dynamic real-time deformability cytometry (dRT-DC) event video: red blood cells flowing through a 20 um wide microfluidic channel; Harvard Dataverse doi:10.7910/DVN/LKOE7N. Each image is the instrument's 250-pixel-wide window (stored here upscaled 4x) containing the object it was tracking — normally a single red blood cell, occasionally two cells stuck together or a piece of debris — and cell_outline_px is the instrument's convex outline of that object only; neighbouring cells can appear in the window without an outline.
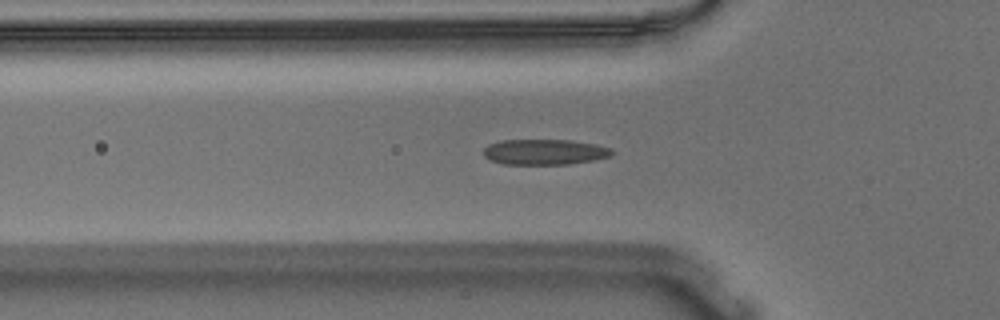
{"species": "Egyptian fruit bat (a non-hibernating species)", "species_latin": "Rousettus aegyptiacus", "temperature_condition": "warm", "stored_images_in_passage": 55, "camera_frame_rate_fps": 3000, "um_per_image_px": 0.085, "animal": {"sex": "male"}, "frame": {"image": 1, "passage_image": 17, "time_ms": 5.333, "image_size_px": [1000, 320], "cell_outline_px": [[616, 152], [612, 156], [592, 160], [568, 164], [504, 164], [492, 160], [484, 156], [484, 148], [488, 144], [500, 140], [572, 140], [596, 144], [612, 148]], "centroid_in_image_um": [46.33, 12.91], "position_along_channel_um": 79.5, "area_um2": 19.19}}
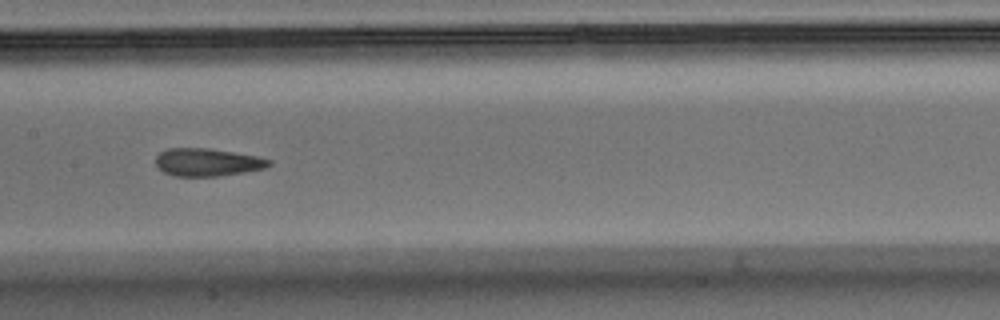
{"frame": {"image": 2, "passage_image": 26, "time_ms": 8.333, "image_size_px": [1000, 320], "cell_outline_px": [[272, 164], [264, 168], [244, 172], [220, 176], [176, 176], [164, 172], [156, 164], [156, 156], [160, 152], [168, 148], [208, 148], [236, 152], [256, 156], [272, 160]], "centroid_in_image_um": [17.64, 13.78], "position_along_channel_um": 189.8, "area_um2": 18.32}}
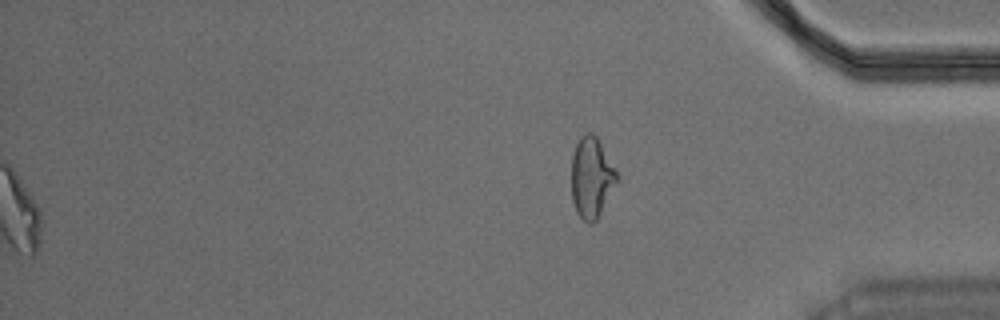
{"frame": {"image": 3, "passage_image": 55, "time_ms": 18.0, "image_size_px": [1000, 320], "cell_outline_px": [[616, 180], [596, 220], [592, 224], [588, 224], [576, 212], [572, 200], [572, 156], [576, 144], [580, 136], [588, 132], [592, 132], [596, 136], [616, 172]], "centroid_in_image_um": [50.22, 15.08], "position_along_channel_um": 385.0, "area_um2": 20.58}, "authors_computed_cell_mechanics": {"area_um2": 18.9006, "velocity_mm_per_s": 3.6334, "shape_relaxation_time_tau1_ms": null, "shape_relaxation_time_tau2_ms": 2.4273, "deformation_change_tau1": null, "deformation_change_tau2": 0.0933}}